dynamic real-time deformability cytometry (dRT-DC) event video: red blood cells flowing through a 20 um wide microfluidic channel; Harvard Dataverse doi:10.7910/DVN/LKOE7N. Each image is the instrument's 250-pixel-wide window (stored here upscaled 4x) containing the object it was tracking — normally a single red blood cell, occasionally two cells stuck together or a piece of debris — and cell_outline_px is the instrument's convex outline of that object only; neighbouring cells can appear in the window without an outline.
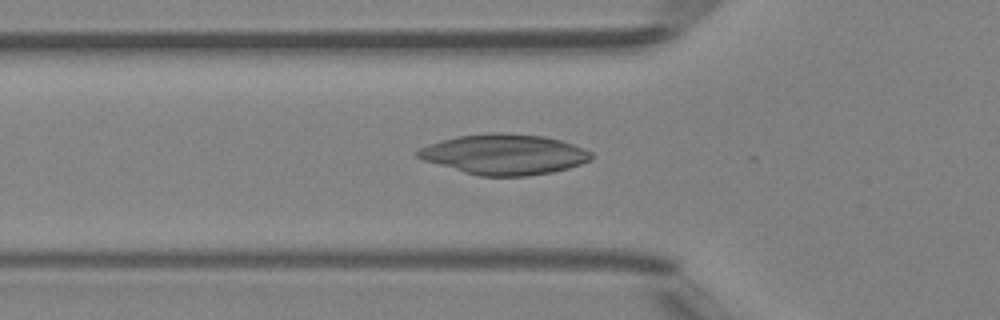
{"species": "Egyptian fruit bat (a non-hibernating species)", "species_latin": "Rousettus aegyptiacus", "temperature_condition": "room temperature", "stored_images_in_passage": 45, "camera_frame_rate_fps": 3000, "um_per_image_px": 0.085, "animal": {"sex": "female"}, "frame": {"image": 1, "passage_image": 13, "time_ms": 4.0, "image_size_px": [1000, 320], "cell_outline_px": [[592, 160], [568, 168], [552, 172], [528, 176], [480, 176], [464, 172], [424, 160], [416, 156], [416, 152], [420, 148], [428, 144], [456, 136], [492, 132], [500, 132], [544, 136], [560, 140], [572, 144], [592, 152]], "centroid_in_image_um": [42.87, 13.12], "position_along_channel_um": 82.9, "area_um2": 40.69}}
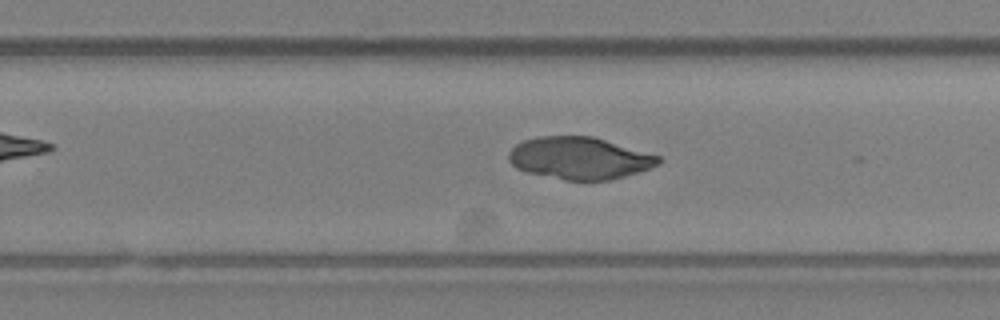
{"frame": {"image": 2, "passage_image": 27, "time_ms": 8.667, "image_size_px": [1000, 320], "cell_outline_px": [[660, 164], [624, 176], [608, 180], [564, 180], [528, 172], [516, 168], [508, 160], [508, 152], [516, 144], [524, 140], [540, 136], [592, 136], [660, 156]], "centroid_in_image_um": [49.22, 13.44], "position_along_channel_um": 280.6, "area_um2": 36.47}}
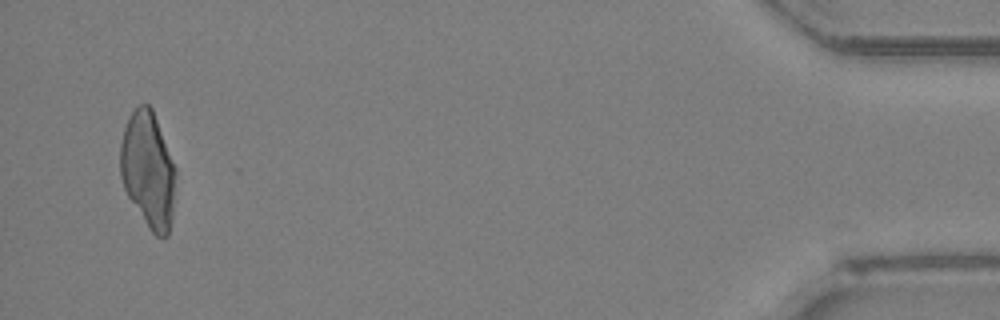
{"frame": {"image": 3, "passage_image": 43, "time_ms": 14.0, "image_size_px": [1000, 320], "cell_outline_px": [[176, 172], [172, 216], [168, 236], [156, 236], [148, 228], [128, 196], [124, 188], [120, 176], [120, 144], [124, 128], [128, 116], [140, 104], [148, 104], [152, 108], [176, 168]], "centroid_in_image_um": [12.58, 14.43], "position_along_channel_um": 422.6, "area_um2": 37.45}}